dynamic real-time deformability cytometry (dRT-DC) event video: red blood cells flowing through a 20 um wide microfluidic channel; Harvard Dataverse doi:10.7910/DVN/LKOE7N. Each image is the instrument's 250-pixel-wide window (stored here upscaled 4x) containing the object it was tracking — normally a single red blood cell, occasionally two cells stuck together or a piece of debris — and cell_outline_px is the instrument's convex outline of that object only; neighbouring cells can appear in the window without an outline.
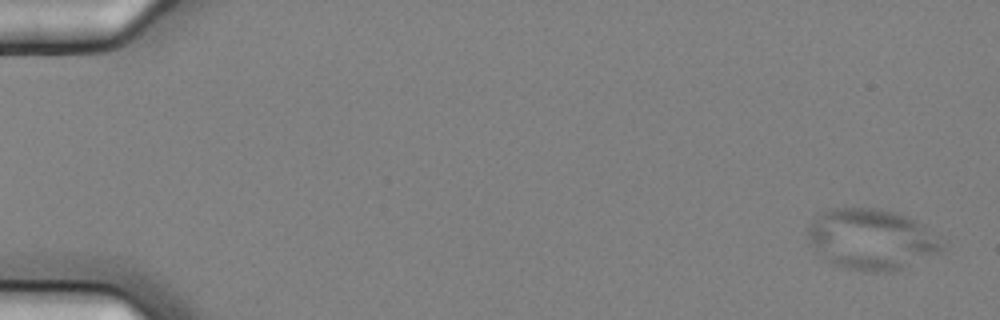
{"species": "common noctule bat (a hibernating species)", "species_latin": "Nyctalus noctula", "temperature_condition": "cold", "stored_images_in_passage": 6, "camera_frame_rate_fps": 3000, "um_per_image_px": 0.085, "animal": {"sex": "female", "body_mass_g": 25.1}, "frame": {"image": 1, "passage_image": 1, "time_ms": 0.0, "image_size_px": [1000, 320], "cell_outline_px": [[948, 240], [944, 248], [940, 252], [904, 268], [892, 272], [876, 272], [840, 268], [824, 260], [804, 236], [804, 232], [816, 212], [828, 208], [880, 208], [896, 212], [908, 216], [924, 224]], "centroid_in_image_um": [74.08, 20.32], "position_along_channel_um": 10.9, "area_um2": 49.25}}
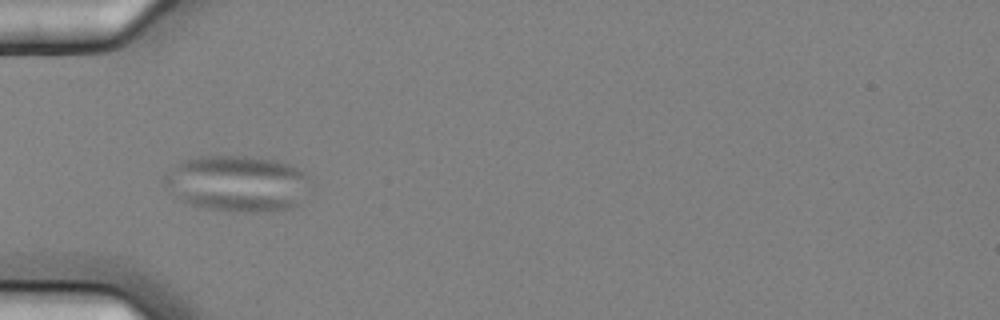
{"frame": {"image": 2, "passage_image": 6, "time_ms": 1.667, "image_size_px": [1000, 320], "cell_outline_px": [[308, 180], [300, 204], [292, 208], [272, 212], [244, 212], [208, 208], [192, 204], [172, 196], [160, 180], [164, 172], [180, 160], [200, 156], [256, 156], [276, 160], [288, 164], [304, 172], [308, 176]], "centroid_in_image_um": [20.1, 15.58], "position_along_channel_um": 64.9, "area_um2": 48.32}}